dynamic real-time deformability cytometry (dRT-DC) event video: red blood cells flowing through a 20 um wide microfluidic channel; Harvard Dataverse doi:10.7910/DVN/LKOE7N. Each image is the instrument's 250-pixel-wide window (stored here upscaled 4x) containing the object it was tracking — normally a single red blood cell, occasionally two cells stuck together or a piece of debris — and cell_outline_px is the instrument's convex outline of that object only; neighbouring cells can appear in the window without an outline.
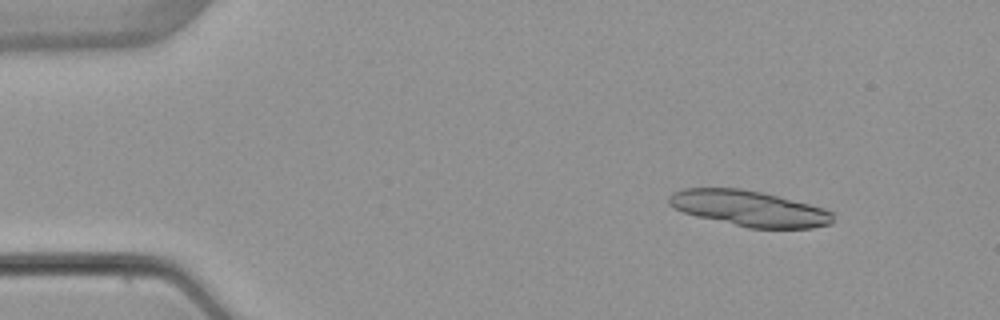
{"species": "common noctule bat (a hibernating species)", "species_latin": "Nyctalus noctula", "temperature_condition": "warm", "stored_images_in_passage": 4, "camera_frame_rate_fps": 3000, "um_per_image_px": 0.085, "animal": {"sex": "female", "body_mass_g": 22.7, "forearm_length_mm": 54.2}, "frame": {"image": 1, "passage_image": 2, "time_ms": 1.333, "image_size_px": [1000, 320], "cell_outline_px": [[832, 224], [812, 228], [748, 228], [696, 216], [684, 212], [668, 204], [668, 196], [672, 192], [684, 188], [740, 188], [780, 196], [824, 208], [832, 212]], "centroid_in_image_um": [63.67, 17.71], "position_along_channel_um": 21.3, "area_um2": 34.1}}